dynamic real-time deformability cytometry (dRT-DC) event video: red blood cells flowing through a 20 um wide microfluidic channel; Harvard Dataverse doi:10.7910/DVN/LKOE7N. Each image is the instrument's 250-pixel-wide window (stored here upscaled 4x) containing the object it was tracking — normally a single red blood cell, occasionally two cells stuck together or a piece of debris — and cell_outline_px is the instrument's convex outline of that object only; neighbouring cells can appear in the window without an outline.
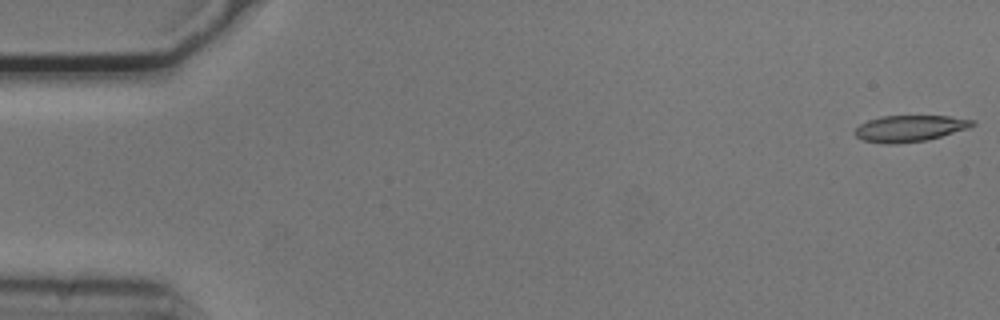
{"species": "common noctule bat (a hibernating species)", "species_latin": "Nyctalus noctula", "temperature_condition": "cold", "stored_images_in_passage": 54, "camera_frame_rate_fps": 3000, "um_per_image_px": 0.085, "animal": {"sex": "male", "body_mass_g": 20.5, "forearm_length_mm": 52.5}, "frame": {"image": 1, "passage_image": 1, "time_ms": 0.0, "image_size_px": [1000, 320], "cell_outline_px": [[976, 124], [968, 128], [940, 136], [924, 140], [896, 144], [884, 144], [864, 140], [856, 136], [856, 128], [860, 124], [868, 120], [884, 116], [948, 116], [976, 120]], "centroid_in_image_um": [77.34, 10.91], "position_along_channel_um": 7.7, "area_um2": 17.8}}
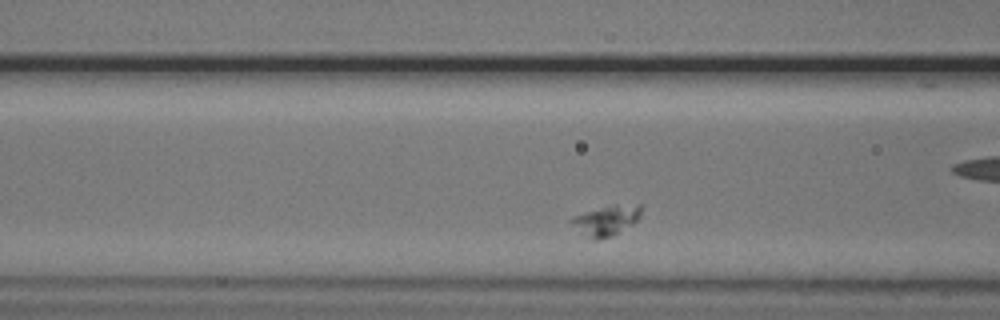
{"frame": {"image": 2, "passage_image": 18, "time_ms": 5.667, "image_size_px": [1000, 320], "cell_outline_px": [[640, 216], [632, 224], [608, 236], [596, 240], [592, 240], [572, 224], [568, 220], [584, 212], [612, 204], [640, 204]], "centroid_in_image_um": [51.53, 18.7], "position_along_channel_um": 115.1, "area_um2": 11.79}}